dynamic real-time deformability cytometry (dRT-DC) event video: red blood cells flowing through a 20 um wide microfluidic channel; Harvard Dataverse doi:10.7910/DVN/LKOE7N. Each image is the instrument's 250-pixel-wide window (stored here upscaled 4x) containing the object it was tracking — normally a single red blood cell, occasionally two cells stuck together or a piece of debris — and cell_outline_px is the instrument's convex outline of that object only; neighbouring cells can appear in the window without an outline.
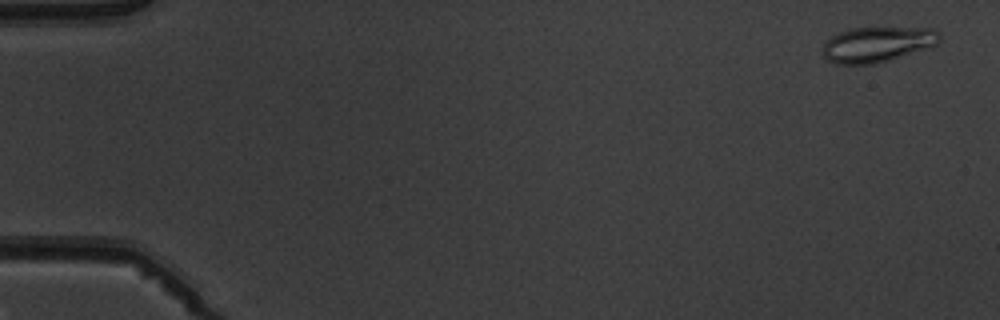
{"species": "common noctule bat (a hibernating species)", "species_latin": "Nyctalus noctula", "temperature_condition": "warm", "stored_images_in_passage": 5, "camera_frame_rate_fps": 3000, "um_per_image_px": 0.085, "animal": {"sex": "male", "body_mass_g": 19.5, "forearm_length_mm": 54.6}, "frame": {"image": 1, "passage_image": 1, "time_ms": 0.0, "image_size_px": [1000, 320], "cell_outline_px": [[940, 40], [936, 44], [876, 64], [836, 64], [828, 60], [824, 56], [824, 44], [832, 36], [840, 32], [852, 28], [936, 28], [940, 32]], "centroid_in_image_um": [74.57, 3.76], "position_along_channel_um": 10.4, "area_um2": 23.64}}
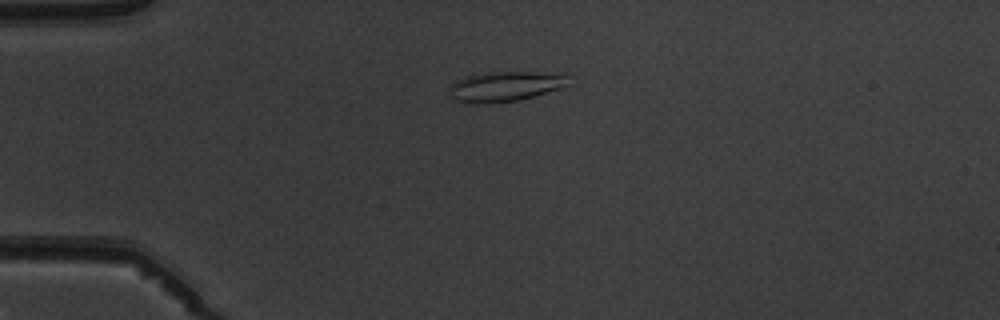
{"frame": {"image": 2, "passage_image": 4, "time_ms": 3.667, "image_size_px": [1000, 320], "cell_outline_px": [[568, 84], [560, 88], [520, 100], [488, 104], [472, 104], [456, 100], [452, 96], [448, 88], [456, 80], [468, 76], [484, 72], [564, 72]], "centroid_in_image_um": [42.93, 7.34], "position_along_channel_um": 42.1, "area_um2": 20.98}}